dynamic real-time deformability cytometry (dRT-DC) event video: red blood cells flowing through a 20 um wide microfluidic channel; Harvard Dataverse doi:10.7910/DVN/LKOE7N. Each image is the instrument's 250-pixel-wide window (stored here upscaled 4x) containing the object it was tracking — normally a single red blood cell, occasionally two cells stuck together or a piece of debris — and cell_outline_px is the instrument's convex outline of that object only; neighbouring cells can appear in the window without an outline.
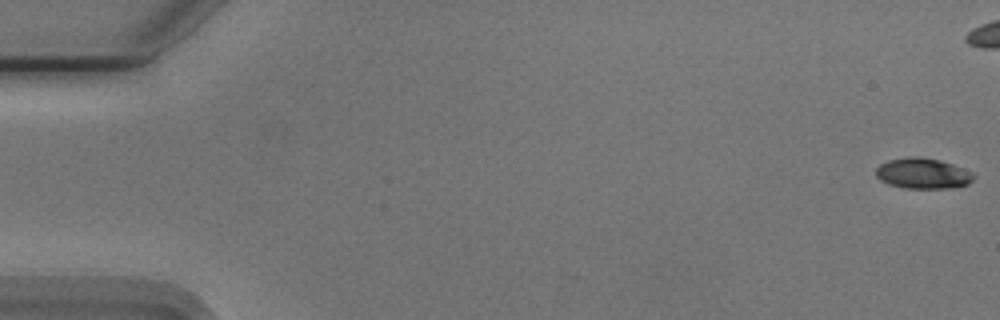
{"species": "Egyptian fruit bat (a non-hibernating species)", "species_latin": "Rousettus aegyptiacus", "temperature_condition": "cold", "stored_images_in_passage": 45, "camera_frame_rate_fps": 3000, "um_per_image_px": 0.085, "animal": {"sex": "male"}, "frame": {"image": 1, "passage_image": 1, "time_ms": 0.0, "image_size_px": [1000, 320], "cell_outline_px": [[976, 176], [968, 184], [948, 188], [904, 188], [888, 184], [880, 180], [876, 176], [876, 168], [880, 164], [888, 160], [908, 156], [920, 156], [940, 160], [952, 164], [972, 172]], "centroid_in_image_um": [78.42, 14.73], "position_along_channel_um": 6.6, "area_um2": 17.51}}
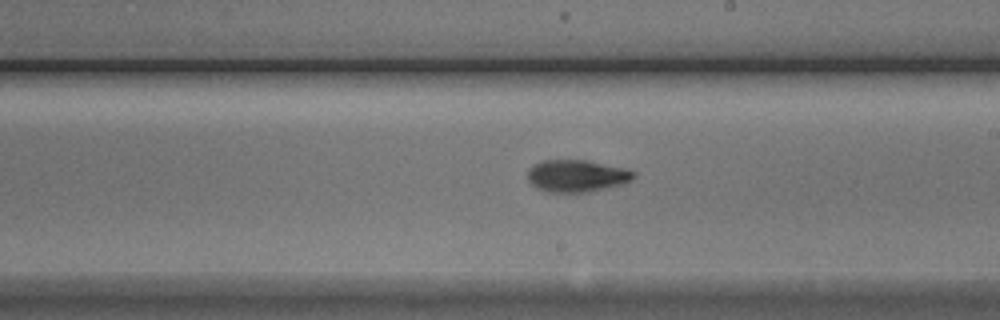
{"frame": {"image": 2, "passage_image": 32, "time_ms": 10.333, "image_size_px": [1000, 320], "cell_outline_px": [[636, 176], [632, 180], [620, 184], [588, 192], [544, 192], [536, 188], [528, 180], [528, 168], [532, 164], [540, 160], [588, 160], [624, 168], [636, 172]], "centroid_in_image_um": [48.98, 14.94], "position_along_channel_um": 240.0, "area_um2": 20.0}}
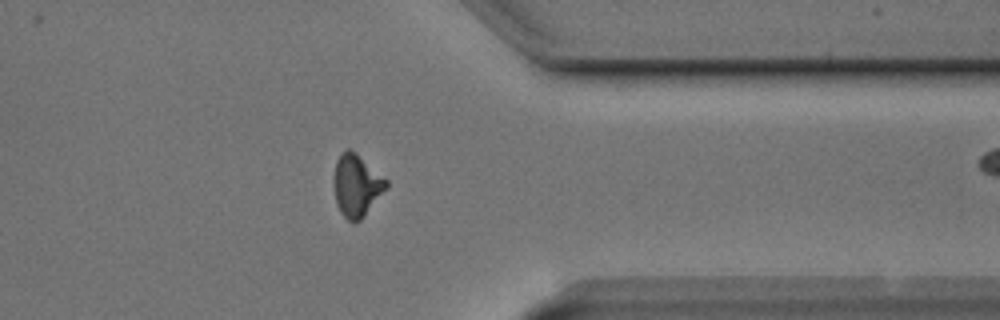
{"frame": {"image": 3, "passage_image": 44, "time_ms": 14.333, "image_size_px": [1000, 320], "cell_outline_px": [[388, 188], [360, 220], [348, 220], [340, 212], [336, 204], [336, 160], [340, 152], [348, 148], [356, 152], [388, 180]], "centroid_in_image_um": [30.35, 15.73], "position_along_channel_um": 381.0, "area_um2": 18.61}}